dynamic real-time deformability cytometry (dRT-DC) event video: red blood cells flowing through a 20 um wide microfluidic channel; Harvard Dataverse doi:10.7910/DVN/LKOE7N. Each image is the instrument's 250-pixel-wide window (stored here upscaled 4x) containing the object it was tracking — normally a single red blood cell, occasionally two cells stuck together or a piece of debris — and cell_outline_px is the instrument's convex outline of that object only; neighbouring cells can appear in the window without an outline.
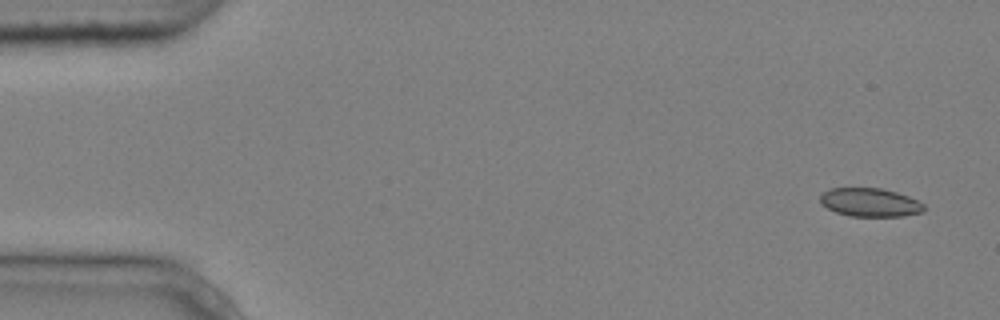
{"species": "common noctule bat (a hibernating species)", "species_latin": "Nyctalus noctula", "temperature_condition": "cold", "stored_images_in_passage": 9, "camera_frame_rate_fps": 3000, "um_per_image_px": 0.085, "animal": {"sex": "male", "body_mass_g": 20.4}, "frame": {"image": 1, "passage_image": 1, "time_ms": 0.0, "image_size_px": [1000, 320], "cell_outline_px": [[924, 212], [904, 216], [848, 216], [836, 212], [820, 204], [820, 192], [828, 188], [880, 188], [896, 192], [908, 196], [924, 204]], "centroid_in_image_um": [73.91, 17.2], "position_along_channel_um": 11.1, "area_um2": 17.4}}
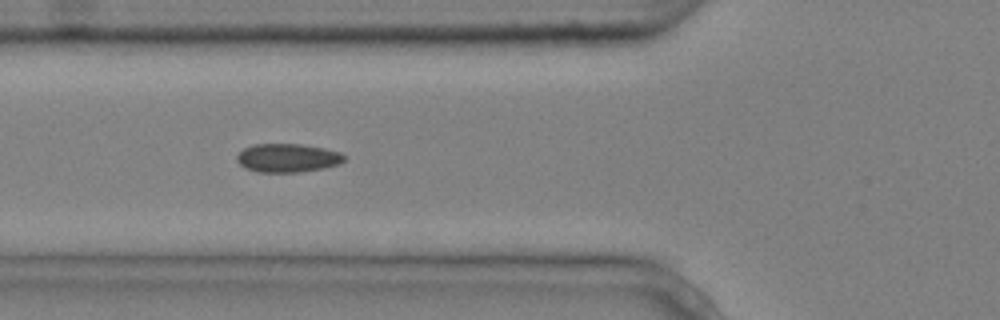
{"frame": {"image": 2, "passage_image": 6, "time_ms": 1.667, "image_size_px": [1000, 320], "cell_outline_px": [[344, 160], [340, 164], [324, 168], [300, 172], [256, 172], [244, 168], [236, 160], [236, 156], [244, 148], [252, 144], [300, 144], [324, 148], [340, 152], [344, 156]], "centroid_in_image_um": [24.42, 13.43], "position_along_channel_um": 101.4, "area_um2": 17.98}}
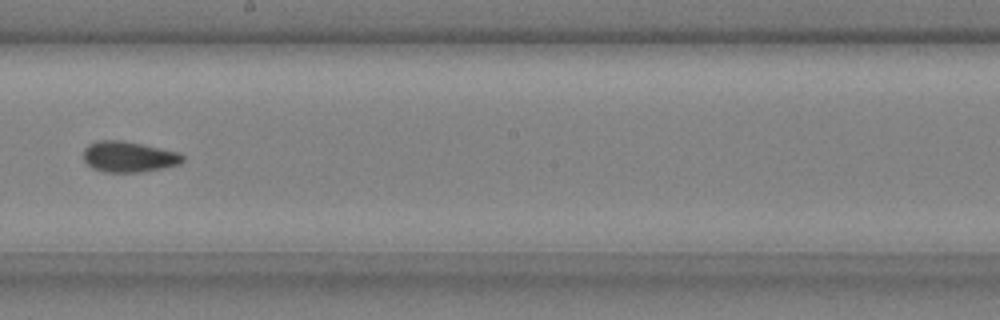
{"frame": {"image": 3, "passage_image": 9, "time_ms": 2.667, "image_size_px": [1000, 320], "cell_outline_px": [[184, 160], [180, 164], [144, 172], [104, 172], [92, 168], [84, 160], [84, 148], [88, 144], [96, 140], [120, 140], [180, 152], [184, 156]], "centroid_in_image_um": [10.94, 13.33], "position_along_channel_um": 237.3, "area_um2": 17.86}}